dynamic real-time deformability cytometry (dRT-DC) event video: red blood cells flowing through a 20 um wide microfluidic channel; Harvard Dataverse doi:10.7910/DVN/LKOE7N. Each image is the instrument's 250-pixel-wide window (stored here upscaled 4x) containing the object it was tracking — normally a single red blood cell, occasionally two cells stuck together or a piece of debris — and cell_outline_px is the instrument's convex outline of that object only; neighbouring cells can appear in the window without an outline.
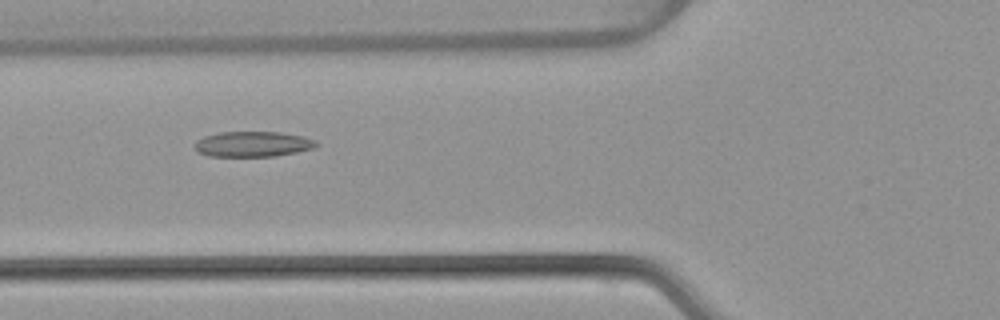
{"species": "common noctule bat (a hibernating species)", "species_latin": "Nyctalus noctula", "temperature_condition": "warm", "stored_images_in_passage": 53, "camera_frame_rate_fps": 3000, "um_per_image_px": 0.085, "animal": {"sex": "female", "body_mass_g": 22.7, "forearm_length_mm": 54.2}, "frame": {"image": 1, "passage_image": 20, "time_ms": 6.333, "image_size_px": [1000, 320], "cell_outline_px": [[320, 144], [316, 148], [276, 156], [208, 156], [196, 152], [192, 144], [196, 140], [204, 136], [220, 132], [280, 132], [304, 136], [316, 140]], "centroid_in_image_um": [21.48, 12.25], "position_along_channel_um": 104.3, "area_um2": 18.32}}
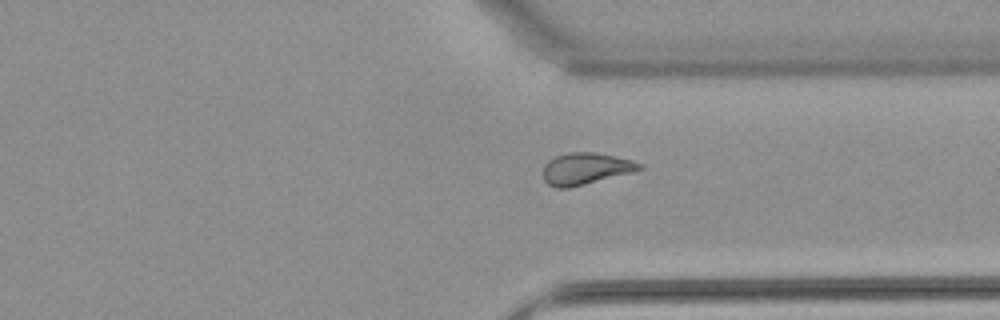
{"frame": {"image": 2, "passage_image": 40, "time_ms": 13.0, "image_size_px": [1000, 320], "cell_outline_px": [[644, 168], [636, 172], [568, 188], [556, 188], [548, 184], [544, 180], [544, 164], [548, 160], [556, 156], [568, 152], [592, 152], [632, 160], [640, 164]], "centroid_in_image_um": [49.78, 14.34], "position_along_channel_um": 361.6, "area_um2": 17.8}}
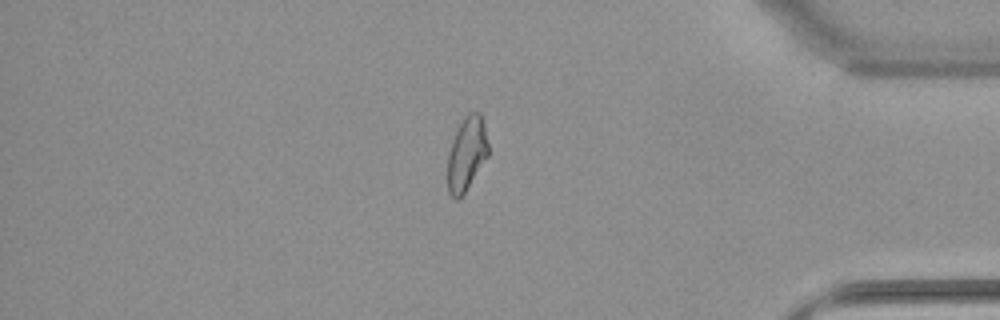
{"frame": {"image": 3, "passage_image": 45, "time_ms": 14.667, "image_size_px": [1000, 320], "cell_outline_px": [[488, 156], [464, 192], [456, 200], [448, 192], [448, 156], [452, 140], [464, 116], [468, 112], [480, 112], [484, 124], [488, 144]], "centroid_in_image_um": [39.67, 13.04], "position_along_channel_um": 395.5, "area_um2": 17.17}, "authors_computed_cell_mechanics": {"area_um2": 18.5538, "velocity_mm_per_s": 3.8552, "shape_relaxation_time_tau1_ms": null, "shape_relaxation_time_tau2_ms": 3.1298, "deformation_change_tau1": null, "deformation_change_tau2": 0.0946}}